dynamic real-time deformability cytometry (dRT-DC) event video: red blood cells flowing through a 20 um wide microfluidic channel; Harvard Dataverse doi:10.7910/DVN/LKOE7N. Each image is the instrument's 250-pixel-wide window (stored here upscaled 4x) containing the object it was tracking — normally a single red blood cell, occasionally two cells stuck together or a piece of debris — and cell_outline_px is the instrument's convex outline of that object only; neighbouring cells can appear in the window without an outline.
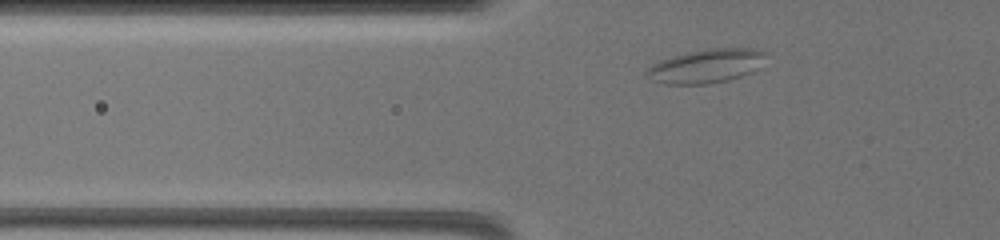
{"species": "common noctule bat (a hibernating species)", "species_latin": "Nyctalus noctula", "temperature_condition": "warm", "stored_images_in_passage": 29, "camera_frame_rate_fps": 3000, "um_per_image_px": 0.085, "animal": {"sex": "female", "body_mass_g": 19.5, "forearm_length_mm": 54.1}, "frame": {"image": 1, "passage_image": 4, "time_ms": 1.0, "image_size_px": [1000, 240], "cell_outline_px": [[764, 52], [760, 68], [752, 72], [728, 80], [704, 84], [664, 84], [652, 80], [644, 72], [652, 64], [660, 60], [672, 56], [688, 52], [712, 48], [752, 48]], "centroid_in_image_um": [59.99, 5.62], "position_along_channel_um": 65.8, "area_um2": 23.29}}
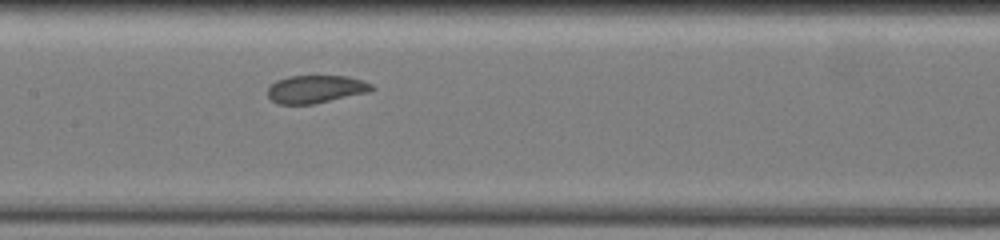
{"frame": {"image": 2, "passage_image": 15, "time_ms": 4.667, "image_size_px": [1000, 240], "cell_outline_px": [[376, 88], [368, 92], [312, 104], [276, 104], [268, 96], [268, 88], [276, 80], [288, 76], [348, 76], [364, 80], [372, 84]], "centroid_in_image_um": [26.85, 7.57], "position_along_channel_um": 180.6, "area_um2": 16.88}}
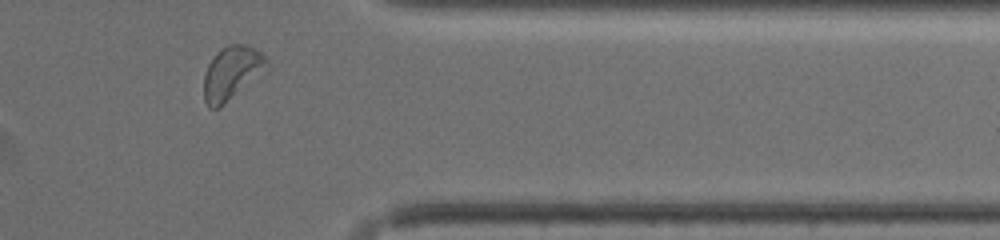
{"frame": {"image": 3, "passage_image": 26, "time_ms": 11.0, "image_size_px": [1000, 240], "cell_outline_px": [[268, 72], [220, 108], [208, 108], [204, 100], [204, 76], [208, 64], [216, 52], [220, 48], [228, 44], [244, 44], [260, 52], [268, 60]], "centroid_in_image_um": [19.73, 6.23], "position_along_channel_um": 391.7, "area_um2": 20.23}, "authors_computed_cell_mechanics": {"area_um2": 18.2648, "velocity_mm_per_s": 3.4276, "shape_relaxation_time_tau1_ms": 5.2042, "shape_relaxation_time_tau2_ms": 5.4779, "deformation_change_tau1": 0.0658, "deformation_change_tau2": 0.1205}}